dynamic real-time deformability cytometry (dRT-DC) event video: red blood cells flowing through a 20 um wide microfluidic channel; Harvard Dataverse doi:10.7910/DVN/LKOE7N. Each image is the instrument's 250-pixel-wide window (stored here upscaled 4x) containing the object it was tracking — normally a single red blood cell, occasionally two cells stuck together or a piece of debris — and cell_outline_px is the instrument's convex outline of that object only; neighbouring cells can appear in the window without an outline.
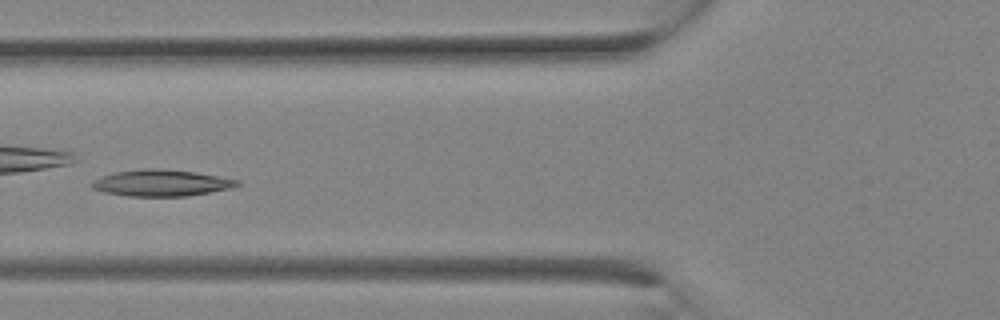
{"species": "Egyptian fruit bat (a non-hibernating species)", "species_latin": "Rousettus aegyptiacus", "temperature_condition": "room temperature", "stored_images_in_passage": 10, "camera_frame_rate_fps": 3000, "um_per_image_px": 0.085, "animal": {"sex": "female"}, "frame": {"image": 1, "passage_image": 9, "time_ms": 2.667, "image_size_px": [1000, 320], "cell_outline_px": [[240, 184], [232, 188], [188, 196], [128, 196], [104, 192], [92, 188], [88, 184], [92, 180], [100, 176], [116, 172], [140, 168], [160, 168], [196, 172], [240, 180]], "centroid_in_image_um": [13.68, 15.54], "position_along_channel_um": 112.1, "area_um2": 22.66}}